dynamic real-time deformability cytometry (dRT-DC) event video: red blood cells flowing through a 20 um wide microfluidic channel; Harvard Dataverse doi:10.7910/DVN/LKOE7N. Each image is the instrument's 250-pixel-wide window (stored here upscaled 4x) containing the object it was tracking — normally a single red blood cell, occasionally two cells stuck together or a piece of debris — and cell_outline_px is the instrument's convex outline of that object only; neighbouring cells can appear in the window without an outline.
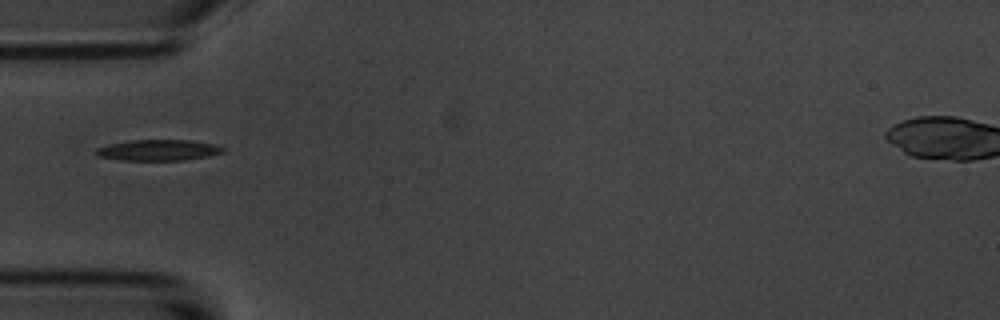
{"species": "common noctule bat (a hibernating species)", "species_latin": "Nyctalus noctula", "temperature_condition": "room temperature", "stored_images_in_passage": 8, "camera_frame_rate_fps": 3000, "um_per_image_px": 0.085, "animal": {"sex": "male", "body_mass_g": 20.1, "forearm_length_mm": 53.5}, "frame": {"image": 1, "passage_image": 2, "time_ms": 1.333, "image_size_px": [1000, 320], "cell_outline_px": [[224, 152], [208, 156], [184, 160], [120, 160], [100, 156], [96, 152], [96, 148], [108, 144], [132, 140], [192, 140], [216, 144], [224, 148]], "centroid_in_image_um": [13.5, 12.75], "position_along_channel_um": 71.5, "area_um2": 15.43}}
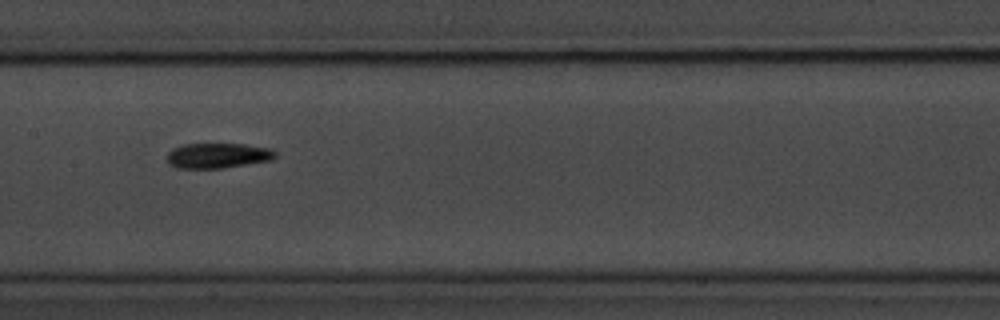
{"frame": {"image": 2, "passage_image": 5, "time_ms": 4.667, "image_size_px": [1000, 320], "cell_outline_px": [[276, 156], [272, 160], [220, 168], [176, 168], [168, 164], [168, 152], [172, 148], [184, 144], [244, 144], [268, 148], [276, 152]], "centroid_in_image_um": [18.48, 13.22], "position_along_channel_um": 188.9, "area_um2": 15.78}}
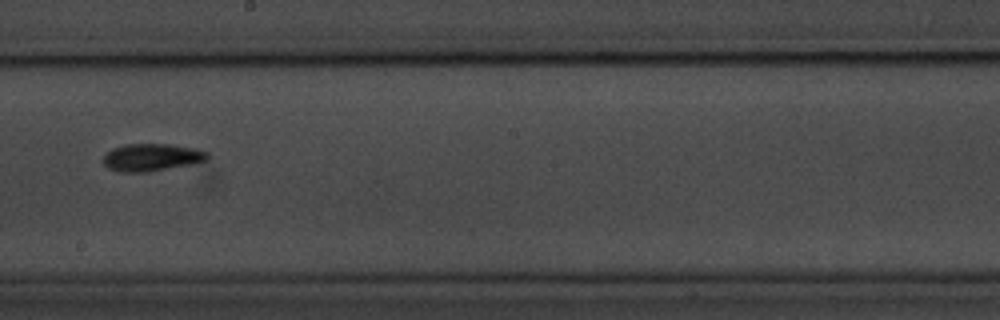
{"frame": {"image": 3, "passage_image": 6, "time_ms": 6.0, "image_size_px": [1000, 320], "cell_outline_px": [[208, 156], [204, 160], [192, 164], [148, 172], [120, 172], [108, 168], [104, 164], [104, 156], [112, 148], [124, 144], [168, 144], [196, 148], [208, 152]], "centroid_in_image_um": [12.88, 13.37], "position_along_channel_um": 235.3, "area_um2": 16.59}}